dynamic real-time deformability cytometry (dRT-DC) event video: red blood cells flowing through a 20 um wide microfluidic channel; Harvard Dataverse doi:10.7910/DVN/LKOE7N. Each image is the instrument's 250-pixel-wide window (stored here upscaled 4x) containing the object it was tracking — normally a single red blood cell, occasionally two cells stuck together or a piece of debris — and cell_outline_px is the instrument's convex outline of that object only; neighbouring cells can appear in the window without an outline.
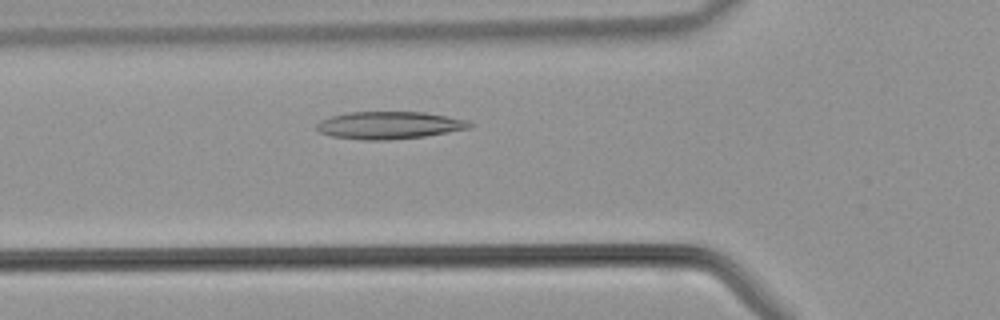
{"species": "common noctule bat (a hibernating species)", "species_latin": "Nyctalus noctula", "temperature_condition": "warm", "stored_images_in_passage": 30, "camera_frame_rate_fps": 3000, "um_per_image_px": 0.085, "animal": {"sex": "male", "body_mass_g": 21.5, "forearm_length_mm": 52.0}, "frame": {"image": 1, "passage_image": 2, "time_ms": 0.333, "image_size_px": [1000, 320], "cell_outline_px": [[476, 124], [472, 128], [424, 136], [388, 140], [364, 140], [332, 136], [320, 132], [316, 128], [316, 124], [320, 120], [332, 116], [348, 112], [424, 112], [468, 120]], "centroid_in_image_um": [33.12, 10.64], "position_along_channel_um": 92.7, "area_um2": 24.51}}
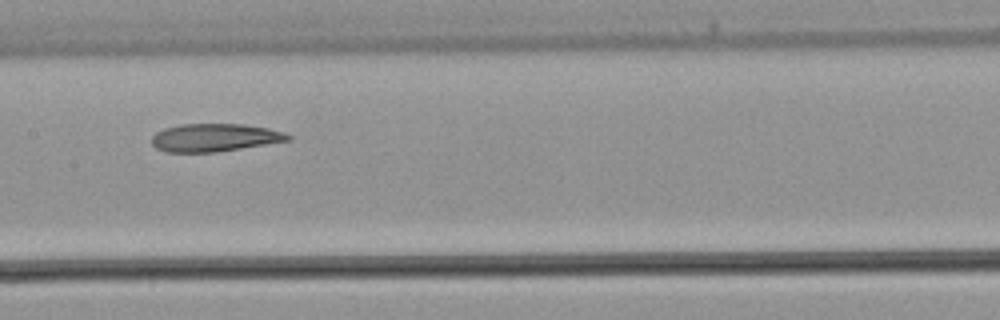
{"frame": {"image": 2, "passage_image": 8, "time_ms": 2.333, "image_size_px": [1000, 320], "cell_outline_px": [[292, 140], [216, 152], [164, 152], [156, 148], [152, 144], [152, 136], [156, 132], [164, 128], [180, 124], [244, 124], [268, 128], [284, 132], [292, 136]], "centroid_in_image_um": [18.24, 11.69], "position_along_channel_um": 189.2, "area_um2": 22.25}}
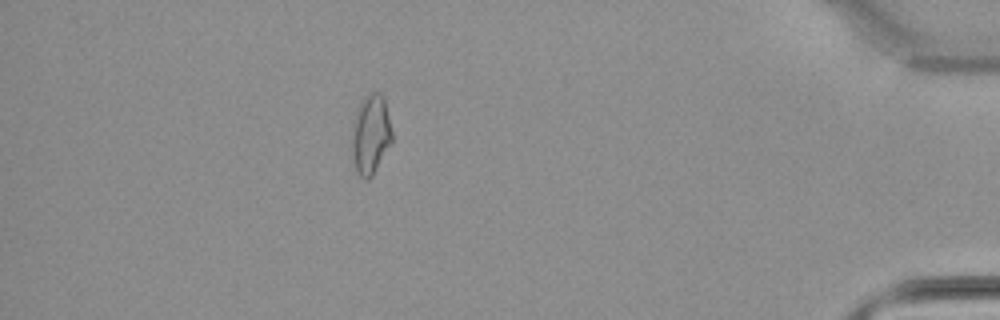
{"frame": {"image": 3, "passage_image": 25, "time_ms": 8.0, "image_size_px": [1000, 320], "cell_outline_px": [[392, 144], [372, 176], [368, 180], [364, 180], [356, 172], [352, 156], [352, 128], [356, 112], [360, 100], [368, 92], [380, 92], [384, 96], [392, 132]], "centroid_in_image_um": [31.51, 11.42], "position_along_channel_um": 403.7, "area_um2": 19.02}}